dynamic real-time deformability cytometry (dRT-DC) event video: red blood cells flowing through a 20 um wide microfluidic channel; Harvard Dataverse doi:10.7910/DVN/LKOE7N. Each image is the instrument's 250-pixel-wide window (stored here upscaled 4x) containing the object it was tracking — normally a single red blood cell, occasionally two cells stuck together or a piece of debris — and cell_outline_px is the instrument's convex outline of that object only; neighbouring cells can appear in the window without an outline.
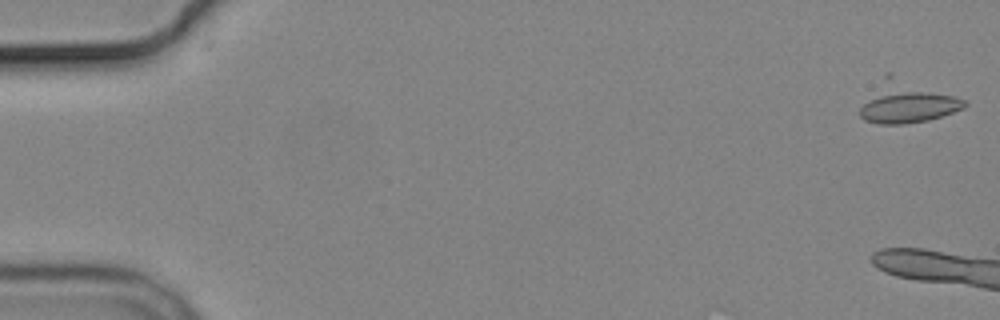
{"species": "common noctule bat (a hibernating species)", "species_latin": "Nyctalus noctula", "temperature_condition": "cold", "stored_images_in_passage": 4, "camera_frame_rate_fps": 3000, "um_per_image_px": 0.085, "animal": {"sex": "male", "body_mass_g": 19.2, "forearm_length_mm": 51.8}, "frame": {"image": 1, "passage_image": 1, "time_ms": 0.0, "image_size_px": [1000, 320], "cell_outline_px": [[968, 104], [964, 108], [928, 120], [904, 124], [880, 124], [864, 120], [860, 116], [860, 108], [864, 104], [888, 92], [920, 92], [952, 96], [968, 100]], "centroid_in_image_um": [77.31, 9.14], "position_along_channel_um": 7.7, "area_um2": 18.5}}